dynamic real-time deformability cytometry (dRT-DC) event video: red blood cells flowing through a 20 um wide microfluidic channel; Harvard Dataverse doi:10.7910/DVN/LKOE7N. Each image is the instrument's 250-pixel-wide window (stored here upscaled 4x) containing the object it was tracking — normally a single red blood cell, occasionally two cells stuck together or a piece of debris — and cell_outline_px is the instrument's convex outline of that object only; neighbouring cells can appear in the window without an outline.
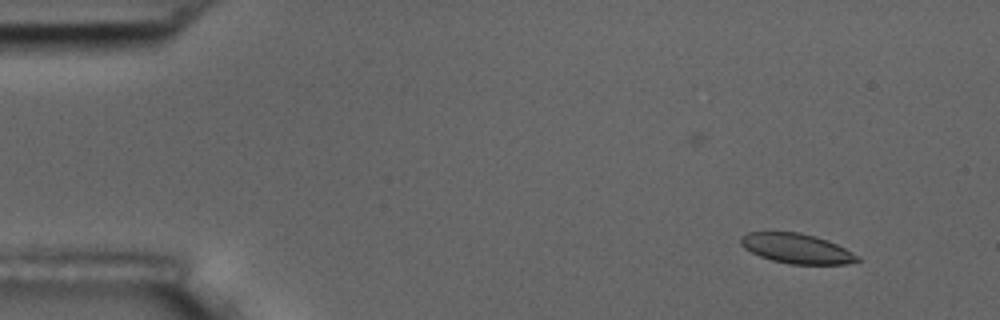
{"species": "common noctule bat (a hibernating species)", "species_latin": "Nyctalus noctula", "temperature_condition": "room temperature", "stored_images_in_passage": 4, "camera_frame_rate_fps": 3000, "um_per_image_px": 0.085, "animal": {"sex": "male", "body_mass_g": 17.5, "forearm_length_mm": 52.3}, "frame": {"image": 1, "passage_image": 1, "time_ms": 0.0, "image_size_px": [1000, 320], "cell_outline_px": [[860, 260], [848, 264], [788, 264], [772, 260], [760, 256], [744, 248], [740, 244], [740, 236], [748, 232], [800, 232], [816, 236], [828, 240], [860, 256]], "centroid_in_image_um": [67.71, 21.12], "position_along_channel_um": 17.3, "area_um2": 20.35}}
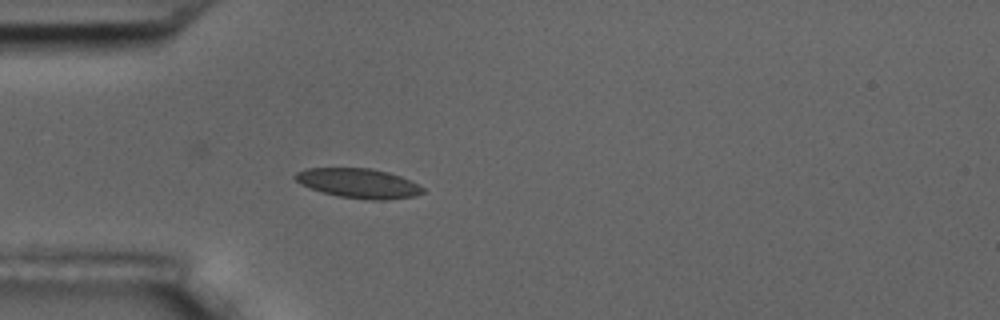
{"frame": {"image": 2, "passage_image": 4, "time_ms": 3.667, "image_size_px": [1000, 320], "cell_outline_px": [[424, 192], [416, 196], [384, 200], [368, 200], [340, 196], [324, 192], [300, 184], [292, 176], [296, 172], [308, 168], [372, 168], [388, 172], [400, 176], [424, 188]], "centroid_in_image_um": [30.47, 15.57], "position_along_channel_um": 54.5, "area_um2": 21.85}}